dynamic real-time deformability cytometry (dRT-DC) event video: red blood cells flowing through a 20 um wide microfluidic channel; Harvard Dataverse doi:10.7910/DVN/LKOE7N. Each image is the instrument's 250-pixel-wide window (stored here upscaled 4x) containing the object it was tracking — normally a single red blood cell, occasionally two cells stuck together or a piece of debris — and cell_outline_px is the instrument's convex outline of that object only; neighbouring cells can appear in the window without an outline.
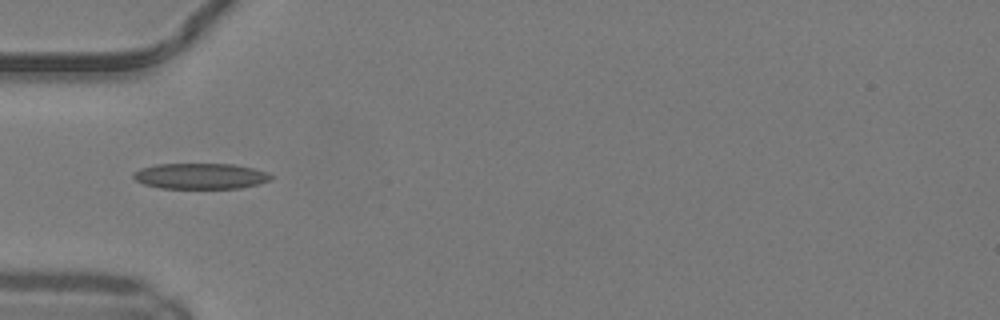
{"species": "common noctule bat (a hibernating species)", "species_latin": "Nyctalus noctula", "temperature_condition": "warm", "stored_images_in_passage": 34, "camera_frame_rate_fps": 3000, "um_per_image_px": 0.085, "animal": {"sex": "male", "body_mass_g": 19.2, "forearm_length_mm": 51.8}, "frame": {"image": 1, "passage_image": 1, "time_ms": 0.0, "image_size_px": [1000, 320], "cell_outline_px": [[272, 180], [260, 184], [240, 188], [160, 188], [144, 184], [136, 180], [132, 176], [132, 172], [140, 168], [156, 164], [232, 164], [252, 168], [268, 172], [272, 176]], "centroid_in_image_um": [17.04, 14.97], "position_along_channel_um": 68.0, "area_um2": 20.75}}
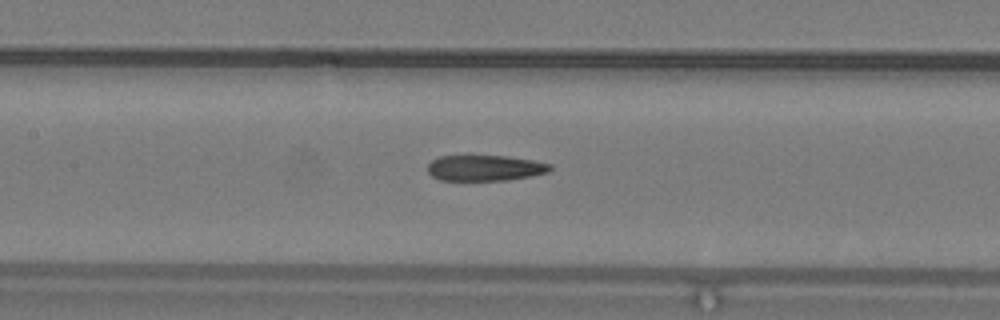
{"frame": {"image": 2, "passage_image": 8, "time_ms": 2.333, "image_size_px": [1000, 320], "cell_outline_px": [[552, 168], [548, 172], [508, 180], [440, 180], [432, 176], [428, 172], [428, 164], [432, 160], [440, 156], [468, 152], [508, 156], [532, 160], [552, 164]], "centroid_in_image_um": [41.16, 14.22], "position_along_channel_um": 166.2, "area_um2": 19.25}}
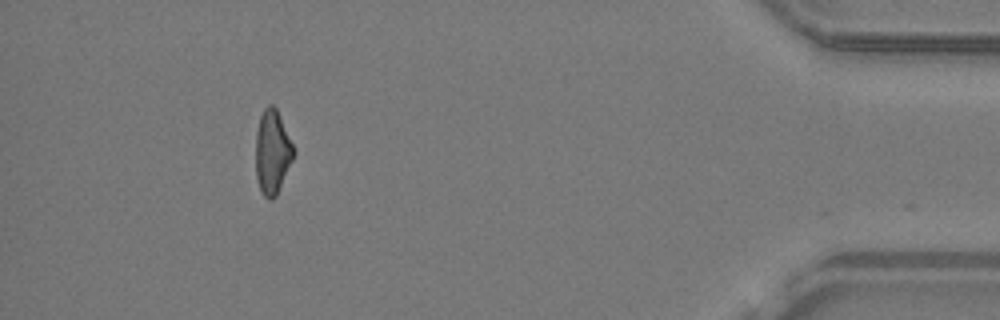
{"frame": {"image": 3, "passage_image": 30, "time_ms": 9.667, "image_size_px": [1000, 320], "cell_outline_px": [[296, 152], [276, 196], [272, 200], [268, 200], [260, 192], [256, 176], [256, 132], [260, 116], [264, 108], [268, 104], [272, 104], [276, 108]], "centroid_in_image_um": [23.14, 12.95], "position_along_channel_um": 412.1, "area_um2": 18.55}, "authors_computed_cell_mechanics": {"area_um2": 19.4497, "velocity_mm_per_s": 4.1998, "shape_relaxation_time_tau1_ms": null, "shape_relaxation_time_tau2_ms": 2.8844, "deformation_change_tau1": null, "deformation_change_tau2": 0.1276}}